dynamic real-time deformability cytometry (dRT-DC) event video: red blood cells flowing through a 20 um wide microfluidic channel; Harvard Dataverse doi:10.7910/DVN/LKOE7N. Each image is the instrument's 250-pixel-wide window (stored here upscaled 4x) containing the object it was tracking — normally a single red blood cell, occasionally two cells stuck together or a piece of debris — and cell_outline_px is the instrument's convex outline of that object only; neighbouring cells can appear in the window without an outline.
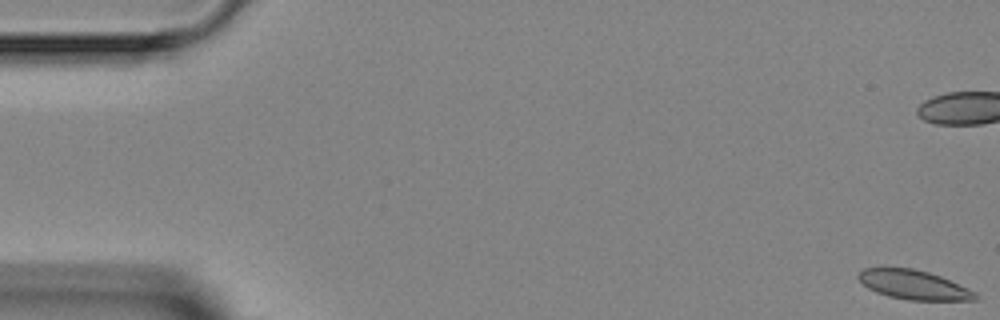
{"species": "Egyptian fruit bat (a non-hibernating species)", "species_latin": "Rousettus aegyptiacus", "temperature_condition": "room temperature", "stored_images_in_passage": 9, "camera_frame_rate_fps": 3000, "um_per_image_px": 0.085, "animal": {"sex": "female"}, "frame": {"image": 1, "passage_image": 1, "time_ms": 0.0, "image_size_px": [1000, 320], "cell_outline_px": [[976, 300], [908, 300], [888, 296], [876, 292], [868, 288], [856, 276], [864, 268], [912, 268], [928, 272], [940, 276], [968, 288], [976, 292]], "centroid_in_image_um": [77.65, 24.21], "position_along_channel_um": 7.3, "area_um2": 19.71}}
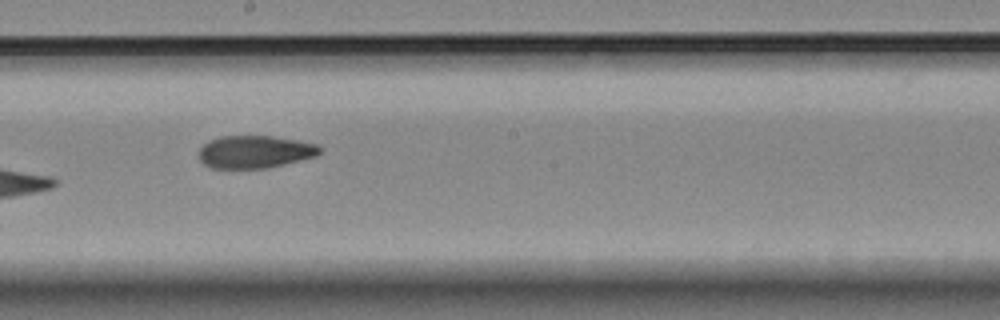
{"frame": {"image": 2, "passage_image": 9, "time_ms": 9.333, "image_size_px": [1000, 320], "cell_outline_px": [[320, 152], [316, 156], [268, 168], [212, 168], [204, 164], [200, 160], [200, 148], [208, 140], [220, 136], [272, 136], [296, 140], [316, 144], [320, 148]], "centroid_in_image_um": [21.64, 12.9], "position_along_channel_um": 226.6, "area_um2": 22.83}}